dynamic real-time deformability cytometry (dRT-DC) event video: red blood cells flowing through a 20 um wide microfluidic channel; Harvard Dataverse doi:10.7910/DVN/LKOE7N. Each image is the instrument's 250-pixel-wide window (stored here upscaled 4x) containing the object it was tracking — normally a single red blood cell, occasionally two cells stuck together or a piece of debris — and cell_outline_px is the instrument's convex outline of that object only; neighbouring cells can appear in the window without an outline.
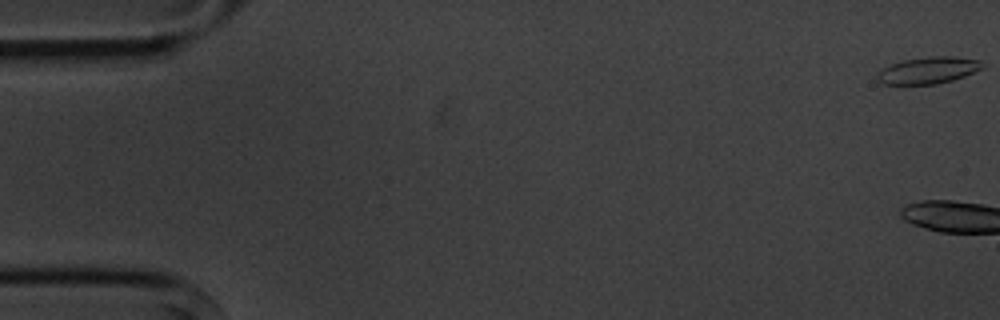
{"species": "common noctule bat (a hibernating species)", "species_latin": "Nyctalus noctula", "temperature_condition": "cold", "stored_images_in_passage": 4, "camera_frame_rate_fps": 3000, "um_per_image_px": 0.085, "animal": {"sex": "male", "body_mass_g": 20.1, "forearm_length_mm": 53.5}, "frame": {"image": 1, "passage_image": 1, "time_ms": 0.0, "image_size_px": [1000, 320], "cell_outline_px": [[980, 68], [964, 76], [952, 80], [936, 84], [884, 84], [876, 80], [876, 76], [884, 68], [892, 64], [904, 60], [928, 56], [952, 56], [980, 60]], "centroid_in_image_um": [78.86, 5.98], "position_along_channel_um": 6.1, "area_um2": 16.01}}